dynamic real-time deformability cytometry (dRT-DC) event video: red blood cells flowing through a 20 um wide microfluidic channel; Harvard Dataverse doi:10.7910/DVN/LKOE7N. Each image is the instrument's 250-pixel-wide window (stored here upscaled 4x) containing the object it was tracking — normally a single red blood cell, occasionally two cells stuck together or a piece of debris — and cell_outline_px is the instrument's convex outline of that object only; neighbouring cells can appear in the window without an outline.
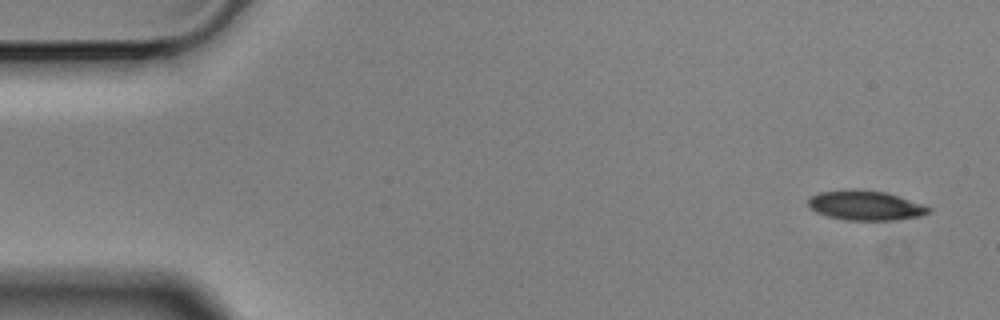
{"species": "Egyptian fruit bat (a non-hibernating species)", "species_latin": "Rousettus aegyptiacus", "temperature_condition": "cold", "stored_images_in_passage": 6, "camera_frame_rate_fps": 3000, "um_per_image_px": 0.085, "animal": {"sex": "male"}, "frame": {"image": 1, "passage_image": 1, "time_ms": 0.0, "image_size_px": [1000, 320], "cell_outline_px": [[932, 208], [928, 212], [920, 216], [896, 220], [844, 220], [828, 216], [816, 212], [808, 204], [808, 200], [812, 196], [820, 192], [852, 188], [884, 192]], "centroid_in_image_um": [73.52, 17.46], "position_along_channel_um": 11.5, "area_um2": 20.52}}
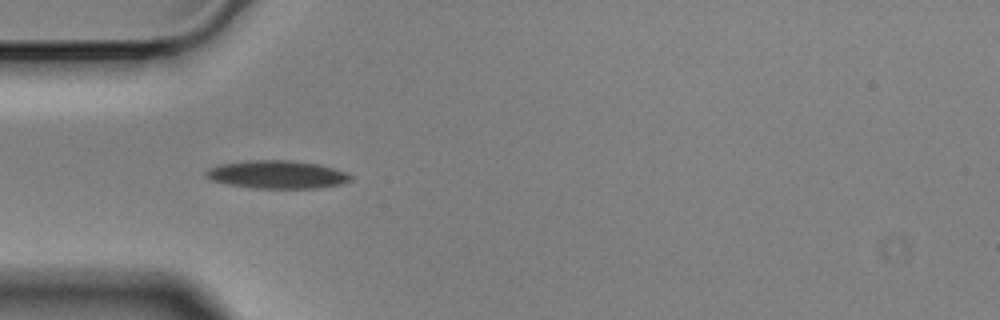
{"frame": {"image": 2, "passage_image": 5, "time_ms": 1.333, "image_size_px": [1000, 320], "cell_outline_px": [[352, 180], [340, 184], [316, 188], [252, 188], [228, 184], [212, 180], [204, 172], [208, 168], [220, 164], [248, 160], [292, 160], [320, 164], [344, 172], [352, 176]], "centroid_in_image_um": [23.54, 14.83], "position_along_channel_um": 61.5, "area_um2": 23.52}}
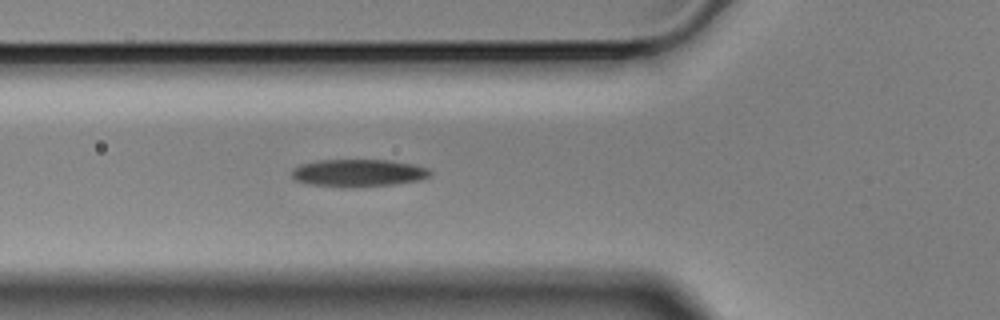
{"frame": {"image": 3, "passage_image": 6, "time_ms": 1.667, "image_size_px": [1000, 320], "cell_outline_px": [[432, 172], [428, 176], [420, 180], [396, 184], [352, 188], [340, 188], [308, 184], [296, 180], [292, 176], [292, 168], [300, 164], [316, 160], [388, 160], [412, 164], [428, 168]], "centroid_in_image_um": [30.42, 14.71], "position_along_channel_um": 95.4, "area_um2": 22.48}}